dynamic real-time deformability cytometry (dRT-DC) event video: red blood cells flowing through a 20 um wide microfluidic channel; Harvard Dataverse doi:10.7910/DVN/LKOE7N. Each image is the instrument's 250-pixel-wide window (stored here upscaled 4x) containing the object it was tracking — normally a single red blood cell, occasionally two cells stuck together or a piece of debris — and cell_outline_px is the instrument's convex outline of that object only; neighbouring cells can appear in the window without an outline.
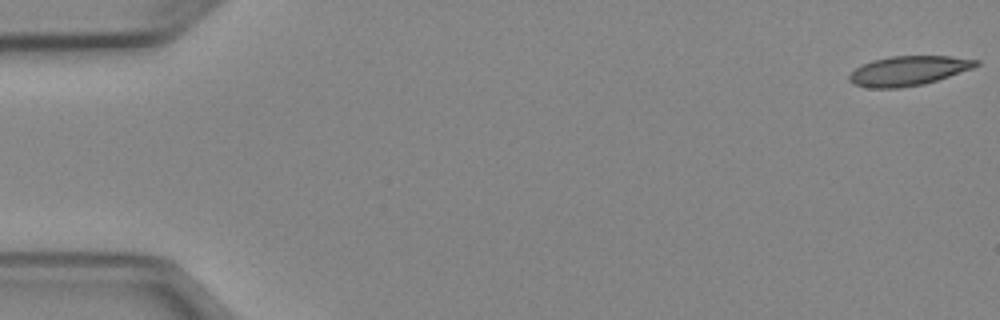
{"species": "Egyptian fruit bat (a non-hibernating species)", "species_latin": "Rousettus aegyptiacus", "temperature_condition": "cold", "stored_images_in_passage": 11, "camera_frame_rate_fps": 3000, "um_per_image_px": 0.085, "animal": {"sex": "female"}, "frame": {"image": 1, "passage_image": 1, "time_ms": 0.0, "image_size_px": [1000, 320], "cell_outline_px": [[980, 64], [972, 68], [924, 84], [900, 88], [868, 88], [852, 84], [848, 80], [848, 76], [860, 64], [872, 60], [892, 56], [952, 56], [980, 60]], "centroid_in_image_um": [77.18, 6.01], "position_along_channel_um": 7.8, "area_um2": 21.91}}